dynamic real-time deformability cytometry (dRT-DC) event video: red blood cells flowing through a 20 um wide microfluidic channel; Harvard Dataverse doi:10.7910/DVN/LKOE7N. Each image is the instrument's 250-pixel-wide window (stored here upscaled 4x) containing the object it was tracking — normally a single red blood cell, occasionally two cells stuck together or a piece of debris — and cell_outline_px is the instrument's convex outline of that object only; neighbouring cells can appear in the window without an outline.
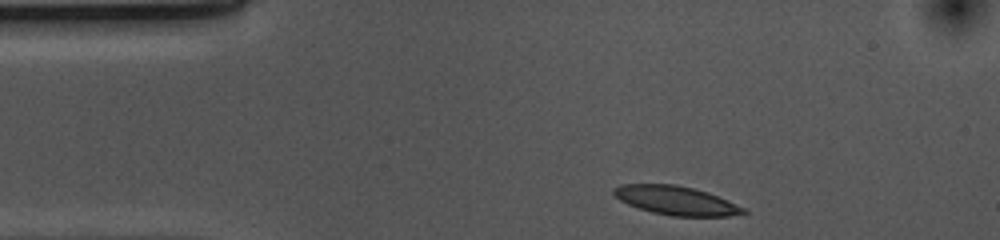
{"species": "common noctule bat (a hibernating species)", "species_latin": "Nyctalus noctula", "temperature_condition": "cold", "stored_images_in_passage": 34, "camera_frame_rate_fps": 3000, "um_per_image_px": 0.085, "animal": {"sex": "female", "body_mass_g": 10.0, "forearm_length_mm": 53.1}, "frame": {"image": 1, "passage_image": 1, "time_ms": 0.0, "image_size_px": [1000, 240], "cell_outline_px": [[748, 212], [728, 216], [672, 216], [652, 212], [628, 204], [620, 200], [612, 192], [612, 188], [620, 184], [676, 184], [708, 192], [728, 200], [744, 208]], "centroid_in_image_um": [57.45, 17.03], "position_along_channel_um": 27.6, "area_um2": 21.68}}
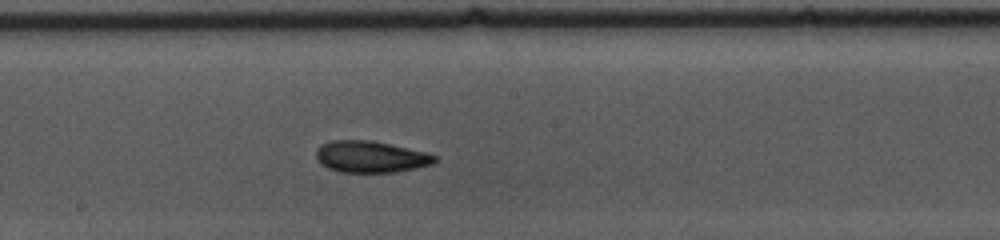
{"frame": {"image": 2, "passage_image": 20, "time_ms": 6.333, "image_size_px": [1000, 240], "cell_outline_px": [[436, 160], [432, 164], [416, 168], [392, 172], [340, 172], [328, 168], [320, 164], [316, 156], [316, 152], [320, 144], [332, 140], [368, 140], [428, 152], [436, 156]], "centroid_in_image_um": [31.48, 13.32], "position_along_channel_um": 216.7, "area_um2": 21.73}}
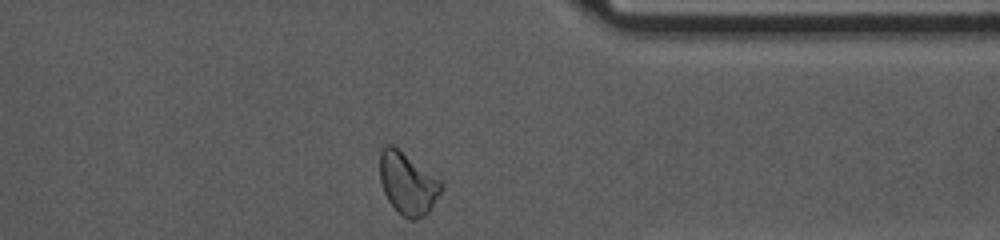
{"frame": {"image": 3, "passage_image": 34, "time_ms": 11.0, "image_size_px": [1000, 240], "cell_outline_px": [[444, 188], [428, 212], [424, 216], [416, 220], [412, 220], [404, 216], [388, 200], [384, 192], [380, 180], [380, 152], [384, 144], [392, 144], [440, 180], [444, 184]], "centroid_in_image_um": [34.65, 15.58], "position_along_channel_um": 376.7, "area_um2": 21.91}, "authors_computed_cell_mechanics": {"area_um2": 21.6172, "velocity_mm_per_s": 3.6595, "shape_relaxation_time_tau1_ms": 3.6706, "shape_relaxation_time_tau2_ms": 3.1527, "deformation_change_tau1": 0.1425, "deformation_change_tau2": 0.0797}}